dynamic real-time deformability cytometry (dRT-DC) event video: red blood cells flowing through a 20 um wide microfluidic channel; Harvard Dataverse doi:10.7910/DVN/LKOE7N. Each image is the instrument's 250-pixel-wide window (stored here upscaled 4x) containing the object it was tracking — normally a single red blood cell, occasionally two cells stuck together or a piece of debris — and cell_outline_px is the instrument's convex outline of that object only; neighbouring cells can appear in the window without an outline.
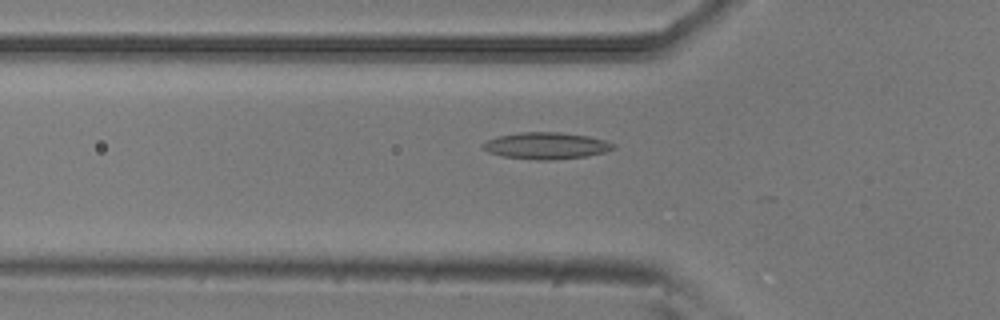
{"species": "common noctule bat (a hibernating species)", "species_latin": "Nyctalus noctula", "temperature_condition": "room temperature", "stored_images_in_passage": 43, "camera_frame_rate_fps": 3000, "um_per_image_px": 0.085, "animal": {"sex": "male", "body_mass_g": 20.5, "forearm_length_mm": 52.5}, "frame": {"image": 1, "passage_image": 14, "time_ms": 4.333, "image_size_px": [1000, 320], "cell_outline_px": [[616, 148], [604, 152], [588, 156], [552, 160], [536, 160], [504, 156], [488, 152], [480, 148], [480, 144], [496, 136], [520, 132], [560, 132], [588, 136], [604, 140], [616, 144]], "centroid_in_image_um": [46.41, 12.38], "position_along_channel_um": 79.4, "area_um2": 20.46}}
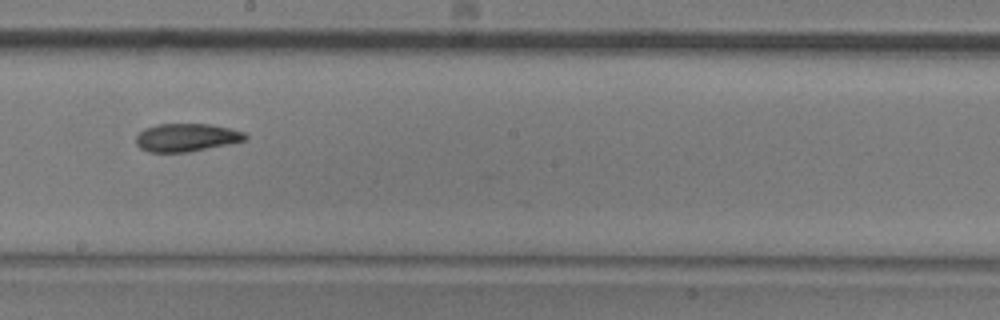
{"frame": {"image": 2, "passage_image": 26, "time_ms": 8.333, "image_size_px": [1000, 320], "cell_outline_px": [[248, 140], [188, 152], [148, 152], [140, 148], [136, 144], [136, 136], [144, 128], [156, 124], [212, 124], [232, 128], [244, 132], [248, 136]], "centroid_in_image_um": [15.87, 11.68], "position_along_channel_um": 232.3, "area_um2": 18.03}}
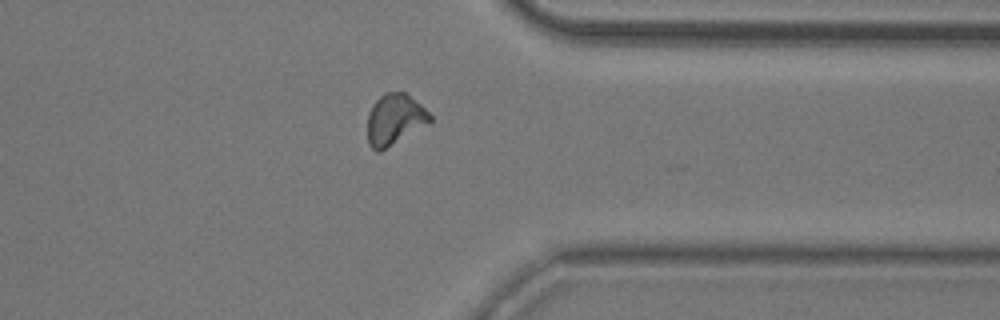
{"frame": {"image": 3, "passage_image": 38, "time_ms": 12.333, "image_size_px": [1000, 320], "cell_outline_px": [[432, 120], [380, 152], [376, 152], [368, 144], [368, 112], [372, 104], [384, 92], [404, 92], [420, 104], [432, 116]], "centroid_in_image_um": [33.5, 10.14], "position_along_channel_um": 377.9, "area_um2": 18.26}, "authors_computed_cell_mechanics": {"area_um2": 18.2648, "velocity_mm_per_s": 3.7949, "shape_relaxation_time_tau1_ms": 7.5374, "shape_relaxation_time_tau2_ms": 8.0895, "deformation_change_tau1": 0.1614, "deformation_change_tau2": 0.1593}}